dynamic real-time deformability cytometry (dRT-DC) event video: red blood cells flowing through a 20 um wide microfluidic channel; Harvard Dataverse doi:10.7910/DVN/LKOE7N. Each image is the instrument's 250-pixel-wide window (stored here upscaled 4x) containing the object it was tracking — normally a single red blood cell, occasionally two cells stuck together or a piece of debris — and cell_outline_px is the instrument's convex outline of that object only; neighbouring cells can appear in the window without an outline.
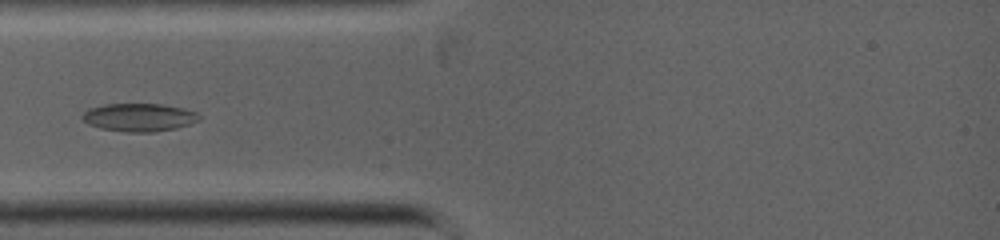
{"species": "common noctule bat (a hibernating species)", "species_latin": "Nyctalus noctula", "temperature_condition": "warm", "stored_images_in_passage": 2, "camera_frame_rate_fps": 5000, "um_per_image_px": 0.085, "animal": {"sex": "female", "body_mass_g": 19.0, "forearm_length_mm": 53.3}, "frame": {"image": 1, "passage_image": 1, "time_ms": 0.0, "image_size_px": [1000, 240], "cell_outline_px": [[200, 120], [176, 128], [156, 132], [128, 132], [100, 128], [88, 124], [80, 116], [88, 108], [104, 104], [160, 104], [184, 108], [196, 112], [200, 116]], "centroid_in_image_um": [11.81, 9.97], "position_along_channel_um": 73.2, "area_um2": 19.13}}